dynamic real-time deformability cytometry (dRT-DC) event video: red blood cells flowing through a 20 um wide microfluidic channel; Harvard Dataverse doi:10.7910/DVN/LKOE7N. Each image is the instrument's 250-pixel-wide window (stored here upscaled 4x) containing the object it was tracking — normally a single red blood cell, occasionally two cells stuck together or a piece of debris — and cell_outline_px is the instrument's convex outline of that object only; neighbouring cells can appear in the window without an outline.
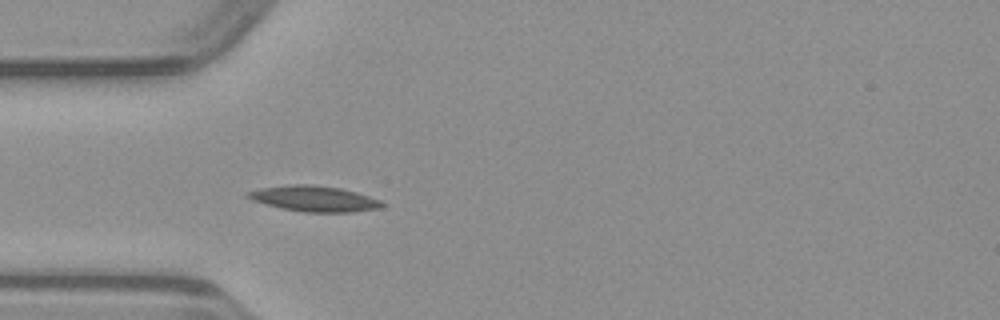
{"species": "common noctule bat (a hibernating species)", "species_latin": "Nyctalus noctula", "temperature_condition": "warm", "stored_images_in_passage": 29, "camera_frame_rate_fps": 3000, "um_per_image_px": 0.085, "animal": {"sex": "male", "body_mass_g": 23.1, "forearm_length_mm": 52.7}, "frame": {"image": 1, "passage_image": 1, "time_ms": 0.0, "image_size_px": [1000, 320], "cell_outline_px": [[384, 204], [380, 208], [352, 212], [304, 212], [280, 208], [252, 200], [244, 196], [244, 192], [260, 188], [292, 184], [308, 184], [340, 188], [356, 192], [380, 200]], "centroid_in_image_um": [26.65, 16.88], "position_along_channel_um": 58.3, "area_um2": 20.06}}
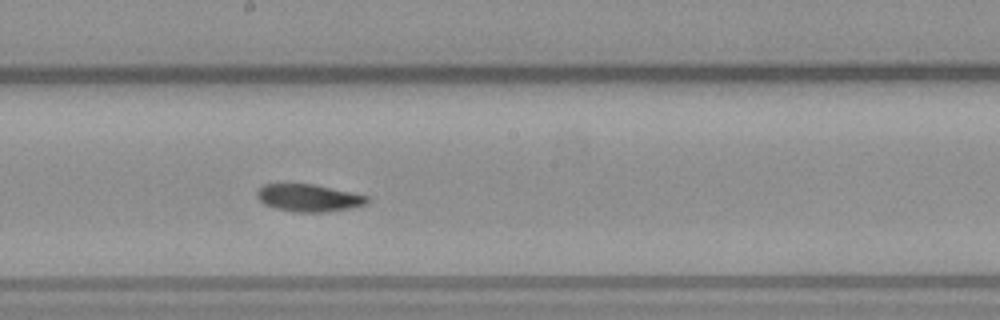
{"frame": {"image": 2, "passage_image": 13, "time_ms": 4.0, "image_size_px": [1000, 320], "cell_outline_px": [[368, 204], [352, 208], [328, 212], [296, 212], [276, 208], [264, 204], [256, 196], [256, 188], [264, 184], [316, 184], [368, 196]], "centroid_in_image_um": [26.24, 16.82], "position_along_channel_um": 222.0, "area_um2": 17.74}}
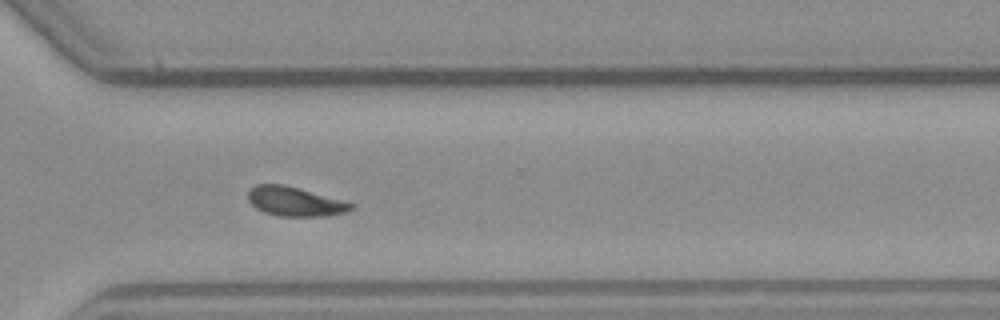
{"frame": {"image": 3, "passage_image": 22, "time_ms": 7.0, "image_size_px": [1000, 320], "cell_outline_px": [[356, 204], [352, 208], [344, 212], [324, 216], [276, 216], [264, 212], [256, 208], [248, 200], [248, 188], [256, 184], [284, 184]], "centroid_in_image_um": [25.01, 17.12], "position_along_channel_um": 345.6, "area_um2": 17.51}}